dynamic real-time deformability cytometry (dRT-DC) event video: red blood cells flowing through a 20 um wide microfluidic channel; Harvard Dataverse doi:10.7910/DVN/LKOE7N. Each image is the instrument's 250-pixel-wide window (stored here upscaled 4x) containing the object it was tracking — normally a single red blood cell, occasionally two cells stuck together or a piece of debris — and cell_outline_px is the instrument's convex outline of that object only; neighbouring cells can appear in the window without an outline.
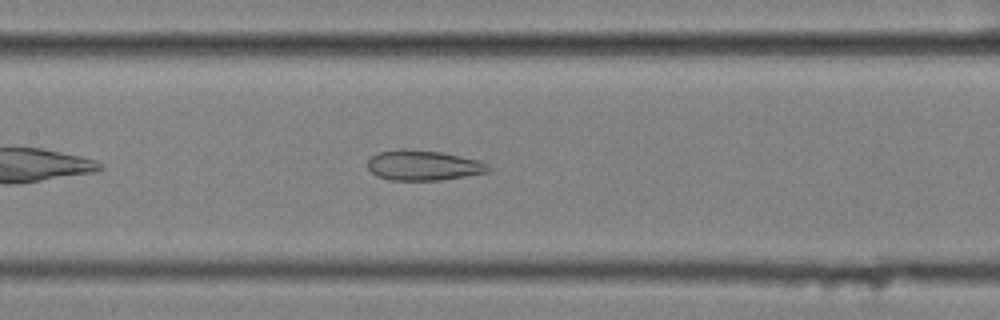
{"species": "common noctule bat (a hibernating species)", "species_latin": "Nyctalus noctula", "temperature_condition": "cold", "stored_images_in_passage": 40, "camera_frame_rate_fps": 3000, "um_per_image_px": 0.085, "animal": {"sex": "female", "body_mass_g": 25.1}, "frame": {"image": 1, "passage_image": 12, "time_ms": 3.667, "image_size_px": [1000, 320], "cell_outline_px": [[492, 168], [488, 172], [440, 180], [388, 180], [376, 176], [368, 168], [368, 160], [372, 156], [380, 152], [400, 148], [404, 148], [440, 152], [480, 160]], "centroid_in_image_um": [35.97, 14.05], "position_along_channel_um": 171.4, "area_um2": 21.21}}